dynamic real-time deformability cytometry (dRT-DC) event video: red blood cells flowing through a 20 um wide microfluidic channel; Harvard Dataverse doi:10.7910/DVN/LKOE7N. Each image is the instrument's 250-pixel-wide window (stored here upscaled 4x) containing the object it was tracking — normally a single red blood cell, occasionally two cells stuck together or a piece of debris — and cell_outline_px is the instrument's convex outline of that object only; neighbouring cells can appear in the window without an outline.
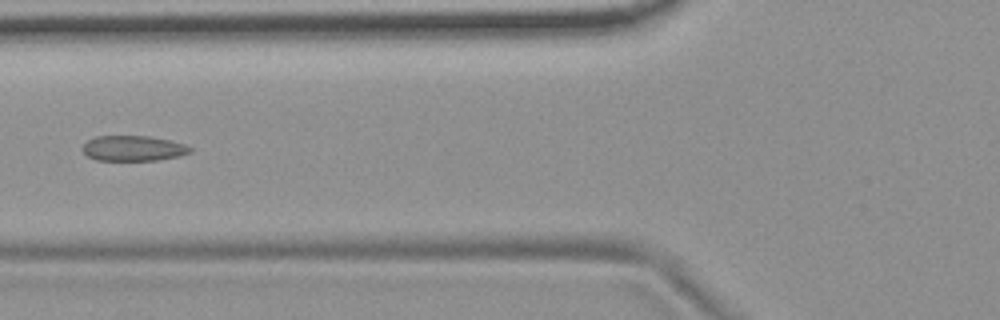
{"species": "common noctule bat (a hibernating species)", "species_latin": "Nyctalus noctula", "temperature_condition": "room temperature", "stored_images_in_passage": 7, "camera_frame_rate_fps": 3000, "um_per_image_px": 0.085, "animal": {"sex": "female", "body_mass_g": 19.9}, "frame": {"image": 1, "passage_image": 4, "time_ms": 1.0, "image_size_px": [1000, 320], "cell_outline_px": [[192, 152], [180, 156], [156, 160], [96, 160], [88, 156], [80, 148], [88, 140], [96, 136], [148, 136], [168, 140], [184, 144], [192, 148]], "centroid_in_image_um": [11.32, 12.61], "position_along_channel_um": 114.5, "area_um2": 15.84}}
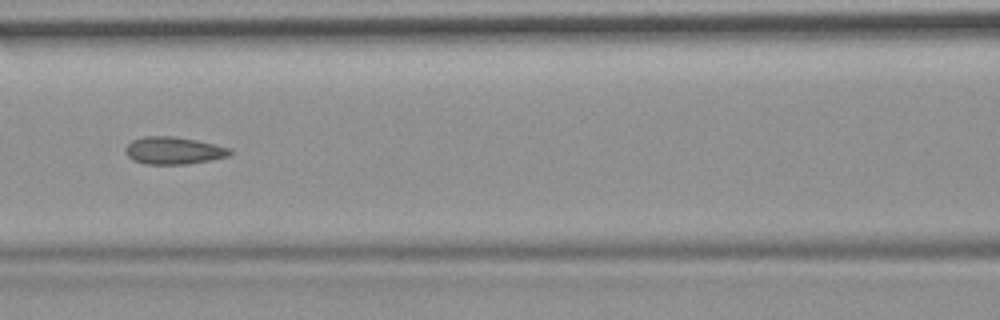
{"frame": {"image": 2, "passage_image": 5, "time_ms": 1.333, "image_size_px": [1000, 320], "cell_outline_px": [[232, 152], [228, 156], [212, 160], [188, 164], [144, 164], [132, 160], [124, 152], [124, 148], [132, 140], [144, 136], [172, 136], [196, 140], [232, 148]], "centroid_in_image_um": [14.74, 12.8], "position_along_channel_um": 151.9, "area_um2": 16.82}}